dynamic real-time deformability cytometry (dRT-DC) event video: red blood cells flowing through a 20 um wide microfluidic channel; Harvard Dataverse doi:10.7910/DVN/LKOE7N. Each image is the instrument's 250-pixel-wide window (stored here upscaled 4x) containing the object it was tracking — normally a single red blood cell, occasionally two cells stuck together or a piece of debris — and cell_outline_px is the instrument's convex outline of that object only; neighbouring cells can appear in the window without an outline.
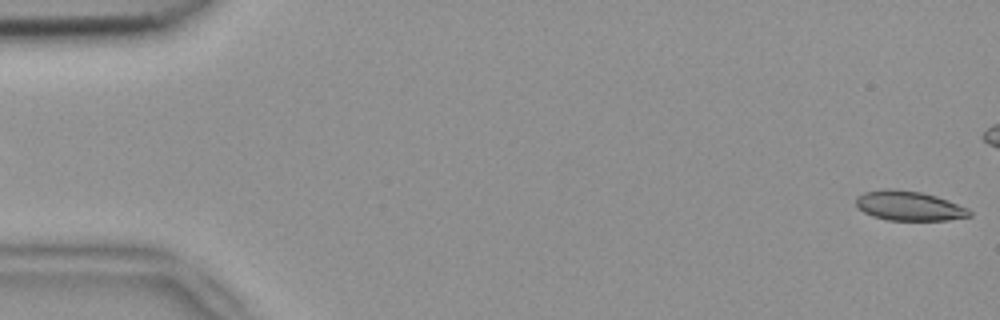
{"species": "common noctule bat (a hibernating species)", "species_latin": "Nyctalus noctula", "temperature_condition": "room temperature", "stored_images_in_passage": 5, "camera_frame_rate_fps": 3000, "um_per_image_px": 0.085, "animal": {"sex": "female", "body_mass_g": 18.4}, "frame": {"image": 1, "passage_image": 5, "time_ms": 1.333, "image_size_px": [1000, 320], "cell_outline_px": [[972, 216], [948, 220], [888, 220], [872, 216], [856, 208], [856, 196], [864, 192], [884, 188], [892, 188], [920, 192], [936, 196], [948, 200], [968, 208], [972, 212]], "centroid_in_image_um": [77.25, 17.49], "position_along_channel_um": 7.8, "area_um2": 19.77}}